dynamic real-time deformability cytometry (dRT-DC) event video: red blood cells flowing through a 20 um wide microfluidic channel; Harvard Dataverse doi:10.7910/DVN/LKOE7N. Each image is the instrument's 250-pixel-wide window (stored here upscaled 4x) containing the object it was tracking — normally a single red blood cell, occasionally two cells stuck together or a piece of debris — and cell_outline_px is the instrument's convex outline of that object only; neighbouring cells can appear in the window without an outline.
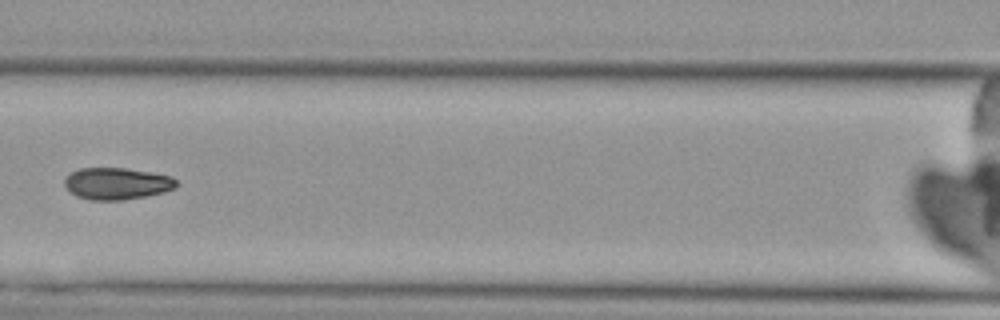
{"species": "Egyptian fruit bat (a non-hibernating species)", "species_latin": "Rousettus aegyptiacus", "temperature_condition": "cold", "stored_images_in_passage": 5, "camera_frame_rate_fps": 3000, "um_per_image_px": 0.085, "animal": {"sex": "female"}, "frame": {"image": 1, "passage_image": 5, "time_ms": 5.333, "image_size_px": [1000, 320], "cell_outline_px": [[176, 188], [164, 192], [148, 196], [124, 200], [88, 200], [76, 196], [64, 184], [64, 176], [68, 172], [80, 168], [124, 168], [152, 172], [172, 176], [176, 180]], "centroid_in_image_um": [9.92, 15.6], "position_along_channel_um": 156.7, "area_um2": 21.04}}